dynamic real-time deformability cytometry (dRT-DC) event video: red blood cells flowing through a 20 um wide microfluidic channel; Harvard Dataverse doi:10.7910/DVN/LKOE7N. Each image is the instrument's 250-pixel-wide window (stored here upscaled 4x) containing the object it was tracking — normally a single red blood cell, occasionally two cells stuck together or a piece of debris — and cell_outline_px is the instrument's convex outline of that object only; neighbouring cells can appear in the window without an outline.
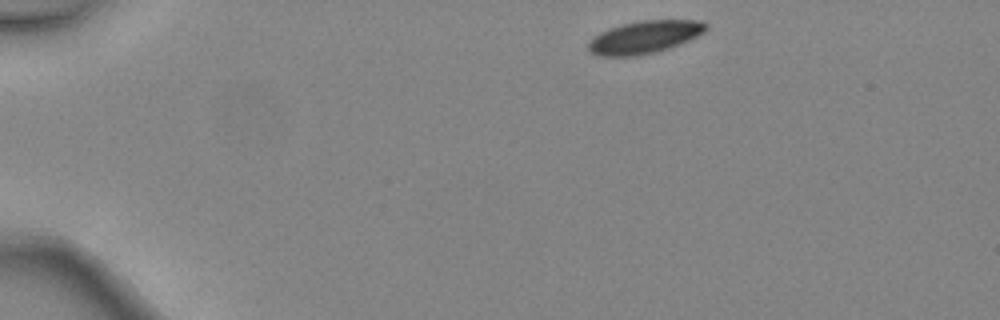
{"species": "common noctule bat (a hibernating species)", "species_latin": "Nyctalus noctula", "temperature_condition": "warm", "stored_images_in_passage": 4, "camera_frame_rate_fps": 3000, "um_per_image_px": 0.085, "animal": {"sex": "female", "body_mass_g": 24.6, "forearm_length_mm": 56.2}, "frame": {"image": 1, "passage_image": 1, "time_ms": 0.0, "image_size_px": [1000, 320], "cell_outline_px": [[708, 28], [704, 32], [680, 44], [656, 52], [640, 56], [596, 56], [588, 52], [588, 40], [600, 32], [608, 28], [640, 20], [700, 20], [708, 24]], "centroid_in_image_um": [54.75, 3.16], "position_along_channel_um": 30.3, "area_um2": 22.6}}
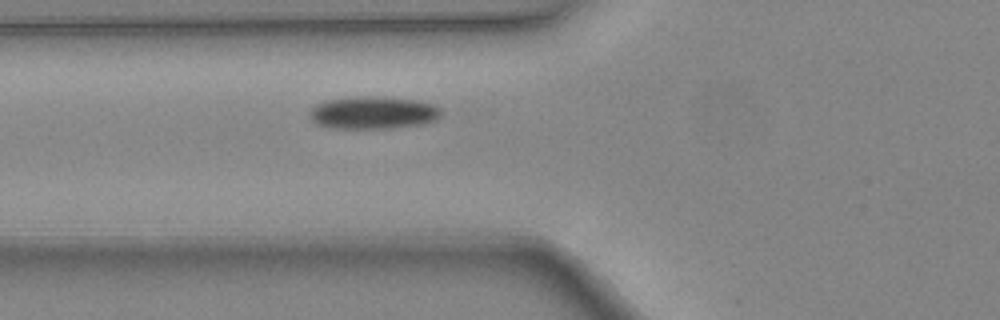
{"frame": {"image": 2, "passage_image": 4, "time_ms": 1.0, "image_size_px": [1000, 320], "cell_outline_px": [[440, 116], [436, 120], [424, 124], [392, 128], [328, 128], [316, 124], [308, 116], [308, 112], [316, 104], [328, 100], [364, 96], [376, 96], [416, 100], [436, 104], [440, 108]], "centroid_in_image_um": [31.72, 9.59], "position_along_channel_um": 94.1, "area_um2": 25.14}}